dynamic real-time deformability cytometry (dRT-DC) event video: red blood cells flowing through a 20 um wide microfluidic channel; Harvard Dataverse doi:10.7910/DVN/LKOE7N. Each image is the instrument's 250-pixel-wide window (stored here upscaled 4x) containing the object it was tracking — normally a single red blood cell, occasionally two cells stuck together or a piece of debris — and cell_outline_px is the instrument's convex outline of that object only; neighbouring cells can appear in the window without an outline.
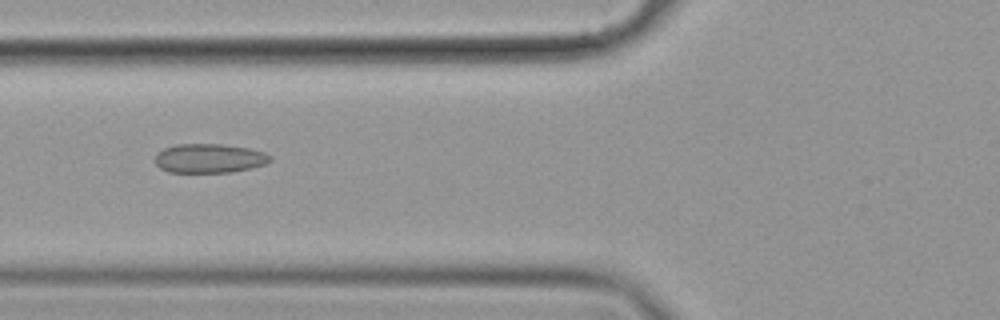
{"species": "common noctule bat (a hibernating species)", "species_latin": "Nyctalus noctula", "temperature_condition": "cold", "stored_images_in_passage": 7, "camera_frame_rate_fps": 3000, "um_per_image_px": 0.085, "animal": {"sex": "female", "body_mass_g": 19.9}, "frame": {"image": 1, "passage_image": 7, "time_ms": 2.0, "image_size_px": [1000, 320], "cell_outline_px": [[272, 160], [264, 164], [232, 172], [168, 172], [160, 168], [156, 164], [156, 152], [164, 148], [176, 144], [220, 144], [248, 148], [264, 152], [272, 156]], "centroid_in_image_um": [17.77, 13.45], "position_along_channel_um": 108.0, "area_um2": 19.48}}